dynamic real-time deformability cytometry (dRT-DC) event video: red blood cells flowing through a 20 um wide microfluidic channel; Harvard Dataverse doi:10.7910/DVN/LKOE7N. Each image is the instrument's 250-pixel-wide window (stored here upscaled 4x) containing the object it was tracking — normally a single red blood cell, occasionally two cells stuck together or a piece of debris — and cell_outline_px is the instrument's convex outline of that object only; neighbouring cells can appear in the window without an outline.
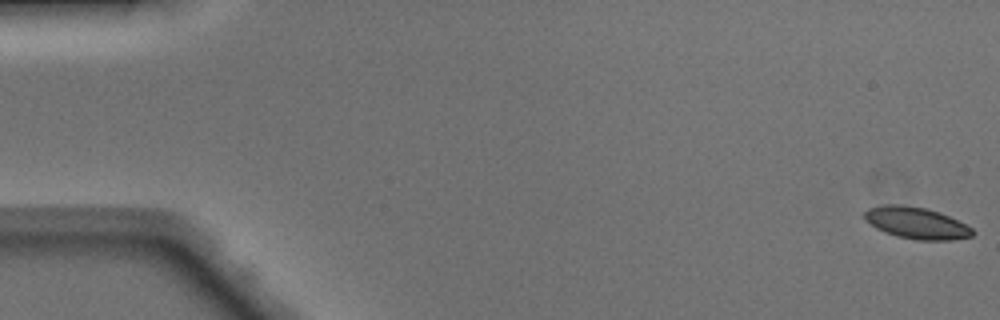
{"species": "Egyptian fruit bat (a non-hibernating species)", "species_latin": "Rousettus aegyptiacus", "temperature_condition": "warm", "stored_images_in_passage": 49, "camera_frame_rate_fps": 3000, "um_per_image_px": 0.085, "animal": {"sex": "male"}, "frame": {"image": 1, "passage_image": 1, "time_ms": 0.0, "image_size_px": [1000, 320], "cell_outline_px": [[976, 232], [972, 236], [952, 240], [916, 240], [896, 236], [884, 232], [876, 228], [864, 220], [864, 212], [868, 208], [884, 204], [900, 204], [924, 208], [940, 212], [972, 228]], "centroid_in_image_um": [77.86, 18.95], "position_along_channel_um": 7.1, "area_um2": 20.0}}
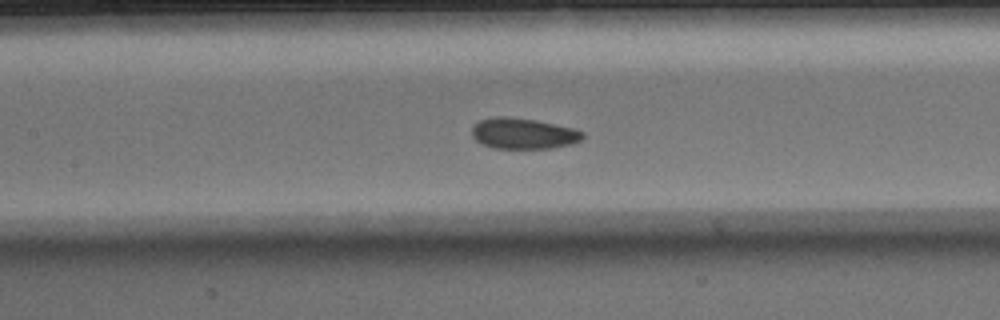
{"frame": {"image": 2, "passage_image": 23, "time_ms": 7.333, "image_size_px": [1000, 320], "cell_outline_px": [[584, 136], [580, 140], [572, 144], [552, 148], [496, 148], [484, 144], [476, 140], [472, 136], [472, 124], [480, 120], [496, 116], [508, 116], [536, 120], [572, 128], [584, 132]], "centroid_in_image_um": [44.47, 11.33], "position_along_channel_um": 162.9, "area_um2": 19.88}}
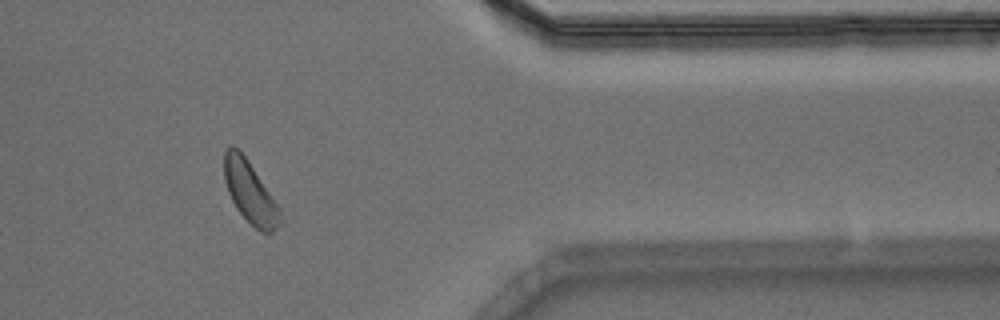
{"frame": {"image": 3, "passage_image": 41, "time_ms": 13.333, "image_size_px": [1000, 320], "cell_outline_px": [[280, 224], [268, 236], [260, 232], [236, 208], [228, 192], [224, 180], [224, 152], [232, 144], [240, 148], [280, 208]], "centroid_in_image_um": [21.24, 16.32], "position_along_channel_um": 390.2, "area_um2": 20.11}, "authors_computed_cell_mechanics": {"area_um2": 20.0566, "velocity_mm_per_s": 4.1308, "shape_relaxation_time_tau1_ms": 2.637, "shape_relaxation_time_tau2_ms": 5.3738, "deformation_change_tau1": 0.0686, "deformation_change_tau2": 0.1014}}